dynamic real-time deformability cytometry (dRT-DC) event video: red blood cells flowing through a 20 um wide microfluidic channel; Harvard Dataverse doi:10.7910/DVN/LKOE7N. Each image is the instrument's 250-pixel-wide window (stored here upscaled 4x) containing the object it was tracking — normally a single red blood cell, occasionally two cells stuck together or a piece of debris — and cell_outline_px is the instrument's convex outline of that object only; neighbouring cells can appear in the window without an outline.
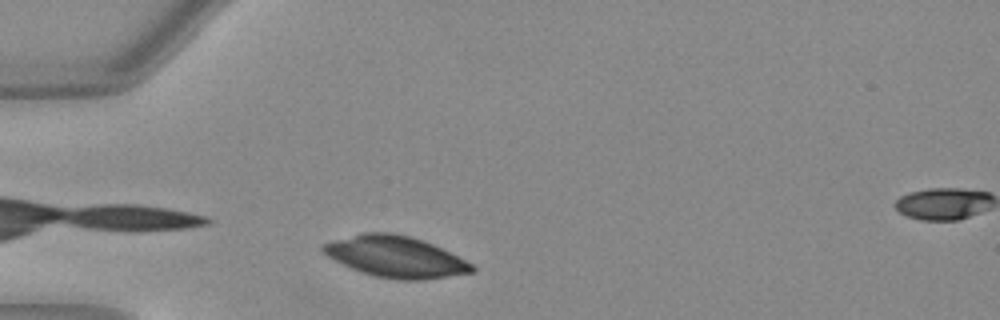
{"species": "Egyptian fruit bat (a non-hibernating species)", "species_latin": "Rousettus aegyptiacus", "temperature_condition": "warm", "stored_images_in_passage": 15, "camera_frame_rate_fps": 3000, "um_per_image_px": 0.085, "animal": {"sex": "female"}, "frame": {"image": 1, "passage_image": 3, "time_ms": 0.667, "image_size_px": [1000, 320], "cell_outline_px": [[476, 272], [424, 280], [400, 280], [376, 276], [352, 268], [328, 256], [320, 248], [324, 244], [336, 240], [364, 232], [392, 232], [412, 236], [432, 244], [472, 264], [476, 268]], "centroid_in_image_um": [33.67, 21.82], "position_along_channel_um": 51.3, "area_um2": 35.26}}